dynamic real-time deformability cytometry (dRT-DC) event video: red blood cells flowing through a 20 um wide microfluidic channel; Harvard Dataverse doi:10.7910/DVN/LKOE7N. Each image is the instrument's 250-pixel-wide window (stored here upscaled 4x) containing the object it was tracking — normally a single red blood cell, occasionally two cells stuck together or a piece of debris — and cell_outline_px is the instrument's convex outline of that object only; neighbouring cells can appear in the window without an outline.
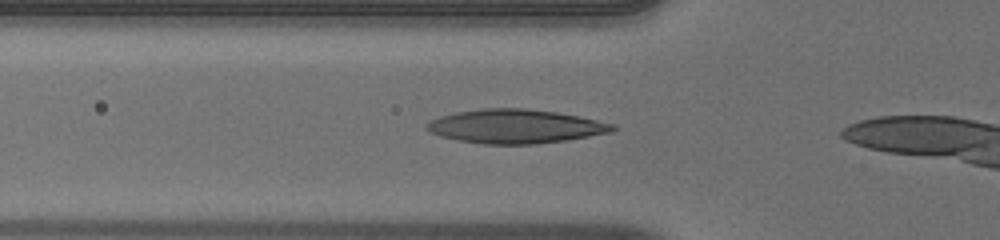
{"species": "human", "species_latin": "Homo sapiens", "temperature_condition": "warm", "stored_images_in_passage": 9, "camera_frame_rate_fps": 3000, "um_per_image_px": 0.085, "donor": {"sex": "male"}, "frame": {"image": 1, "passage_image": 4, "time_ms": 1.0, "image_size_px": [1000, 240], "cell_outline_px": [[616, 128], [612, 132], [564, 140], [532, 144], [484, 144], [456, 140], [440, 136], [428, 132], [424, 128], [424, 124], [428, 120], [440, 116], [456, 112], [484, 108], [524, 108], [556, 112], [580, 116], [616, 124]], "centroid_in_image_um": [43.75, 10.73], "position_along_channel_um": 82.0, "area_um2": 36.93}}
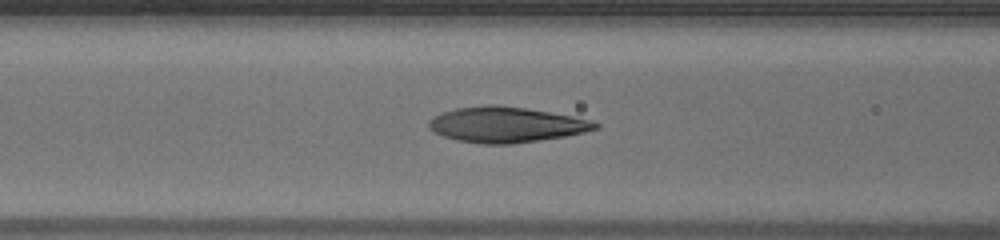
{"frame": {"image": 2, "passage_image": 7, "time_ms": 2.0, "image_size_px": [1000, 240], "cell_outline_px": [[600, 128], [584, 132], [564, 136], [540, 140], [512, 144], [480, 144], [456, 140], [444, 136], [428, 128], [428, 120], [432, 116], [456, 108], [488, 104], [496, 104], [528, 108], [572, 116], [592, 120], [600, 124]], "centroid_in_image_um": [43.02, 10.59], "position_along_channel_um": 123.6, "area_um2": 34.62}}